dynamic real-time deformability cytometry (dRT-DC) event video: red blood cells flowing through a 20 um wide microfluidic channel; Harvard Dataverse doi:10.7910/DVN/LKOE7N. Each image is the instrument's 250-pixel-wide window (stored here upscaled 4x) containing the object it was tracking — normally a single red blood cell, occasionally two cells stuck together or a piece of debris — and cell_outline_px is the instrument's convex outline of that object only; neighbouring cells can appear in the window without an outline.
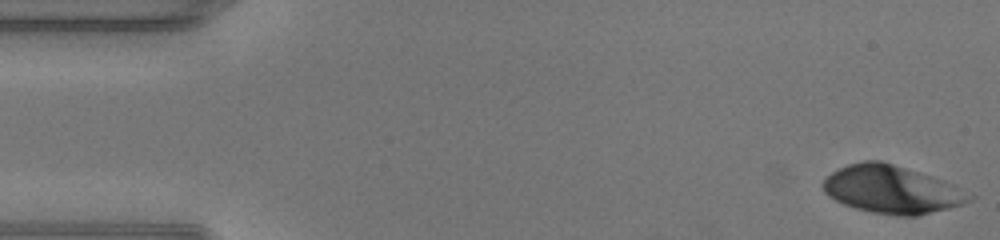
{"species": "human", "species_latin": "Homo sapiens", "temperature_condition": "warm", "stored_images_in_passage": 40, "camera_frame_rate_fps": 3000, "um_per_image_px": 0.085, "donor": {"sex": "male"}, "frame": {"image": 1, "passage_image": 1, "time_ms": 0.0, "image_size_px": [1000, 240], "cell_outline_px": [[976, 196], [972, 200], [948, 208], [916, 216], [896, 216], [872, 212], [856, 208], [844, 204], [828, 196], [824, 192], [820, 184], [824, 176], [848, 164], [864, 160], [880, 160], [932, 176], [944, 180]], "centroid_in_image_um": [75.77, 16.1], "position_along_channel_um": 9.2, "area_um2": 40.81}}
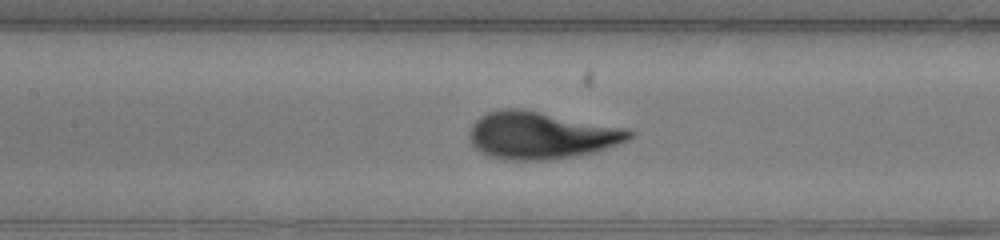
{"frame": {"image": 2, "passage_image": 21, "time_ms": 6.667, "image_size_px": [1000, 240], "cell_outline_px": [[636, 136], [628, 140], [596, 152], [580, 156], [552, 160], [504, 160], [488, 156], [480, 152], [472, 144], [468, 136], [468, 132], [472, 124], [480, 116], [488, 112], [500, 108], [520, 108], [624, 128], [636, 132]], "centroid_in_image_um": [45.98, 11.52], "position_along_channel_um": 161.4, "area_um2": 44.45}}
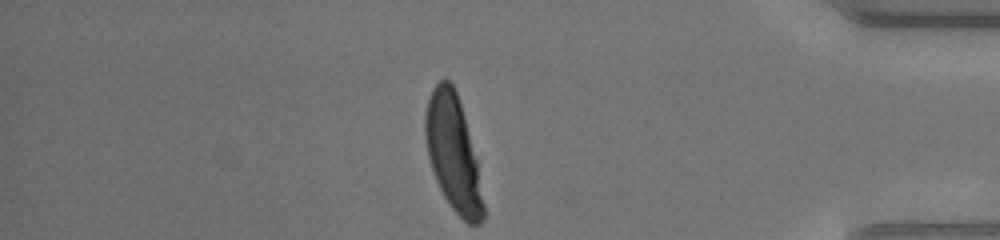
{"frame": {"image": 3, "passage_image": 40, "time_ms": 13.0, "image_size_px": [1000, 240], "cell_outline_px": [[484, 216], [480, 224], [468, 224], [452, 208], [444, 196], [436, 180], [428, 156], [424, 136], [424, 116], [428, 100], [432, 88], [444, 76], [452, 84], [456, 92], [460, 104], [476, 160], [484, 204]], "centroid_in_image_um": [38.49, 13.01], "position_along_channel_um": 396.7, "area_um2": 38.49}}